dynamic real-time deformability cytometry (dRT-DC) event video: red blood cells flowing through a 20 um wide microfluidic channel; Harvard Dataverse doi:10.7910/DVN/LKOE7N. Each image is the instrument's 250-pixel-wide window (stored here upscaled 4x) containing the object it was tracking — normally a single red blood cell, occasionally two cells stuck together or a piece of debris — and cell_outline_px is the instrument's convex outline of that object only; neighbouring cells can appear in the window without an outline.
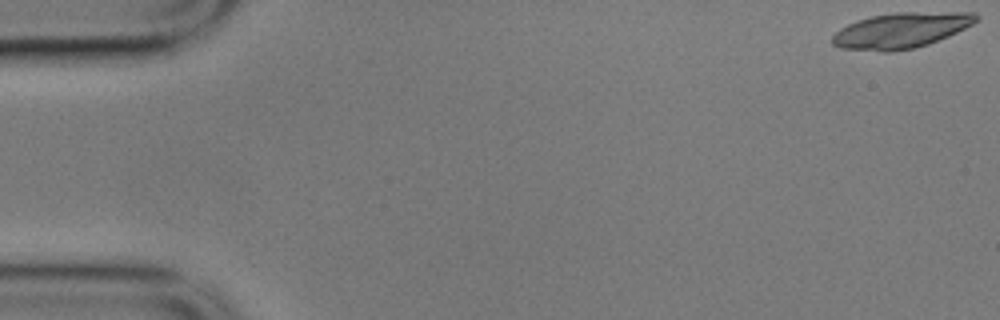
{"species": "common noctule bat (a hibernating species)", "species_latin": "Nyctalus noctula", "temperature_condition": "cold", "stored_images_in_passage": 19, "camera_frame_rate_fps": 3000, "um_per_image_px": 0.085, "animal": {"sex": "male", "body_mass_g": 17.9}, "frame": {"image": 1, "passage_image": 1, "time_ms": 0.0, "image_size_px": [1000, 320], "cell_outline_px": [[980, 16], [972, 24], [948, 36], [928, 44], [912, 48], [892, 52], [880, 52], [840, 48], [832, 44], [832, 36], [840, 28], [856, 20], [872, 16], [896, 12], [976, 12]], "centroid_in_image_um": [76.57, 2.58], "position_along_channel_um": 8.4, "area_um2": 29.82}}